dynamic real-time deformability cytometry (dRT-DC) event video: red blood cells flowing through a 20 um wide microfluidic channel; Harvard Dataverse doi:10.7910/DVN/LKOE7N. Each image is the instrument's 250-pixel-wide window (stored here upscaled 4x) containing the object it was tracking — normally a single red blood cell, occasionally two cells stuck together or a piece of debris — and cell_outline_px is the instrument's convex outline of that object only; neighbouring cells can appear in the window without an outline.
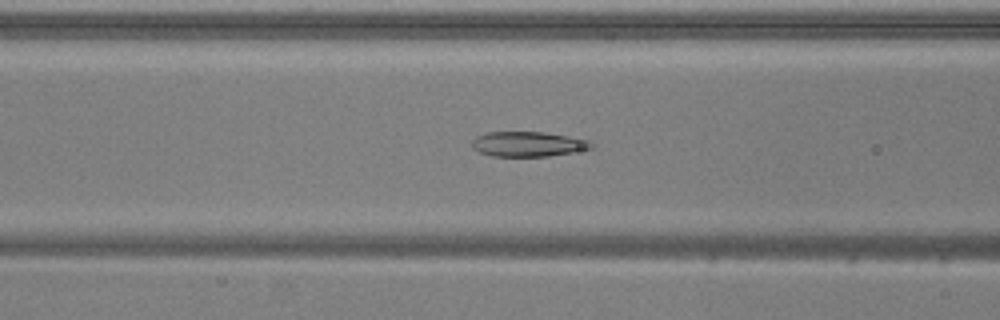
{"species": "common noctule bat (a hibernating species)", "species_latin": "Nyctalus noctula", "temperature_condition": "warm", "stored_images_in_passage": 50, "camera_frame_rate_fps": 3000, "um_per_image_px": 0.085, "animal": {"sex": "male", "body_mass_g": 20.5, "forearm_length_mm": 52.5}, "frame": {"image": 1, "passage_image": 18, "time_ms": 5.667, "image_size_px": [1000, 320], "cell_outline_px": [[596, 148], [548, 156], [492, 156], [480, 152], [472, 148], [472, 140], [476, 136], [488, 132], [544, 132], [568, 136], [588, 140], [596, 144]], "centroid_in_image_um": [44.92, 12.24], "position_along_channel_um": 121.7, "area_um2": 17.46}}
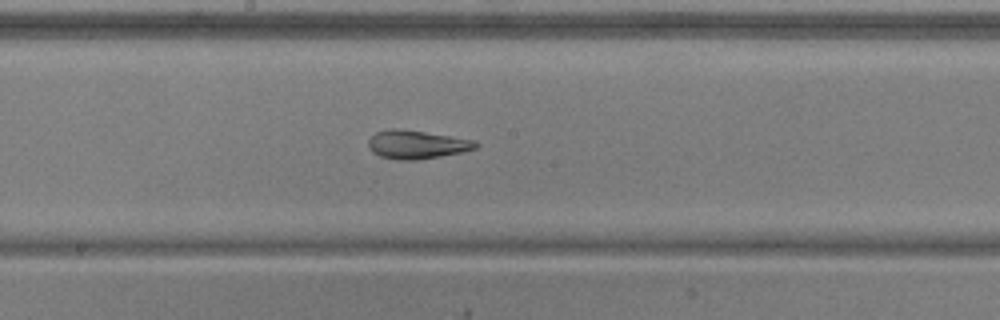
{"frame": {"image": 2, "passage_image": 25, "time_ms": 8.0, "image_size_px": [1000, 320], "cell_outline_px": [[480, 144], [476, 148], [460, 152], [440, 156], [416, 160], [396, 160], [380, 156], [372, 152], [368, 148], [368, 140], [376, 132], [392, 128], [400, 128], [476, 140]], "centroid_in_image_um": [35.4, 12.28], "position_along_channel_um": 212.8, "area_um2": 17.86}}
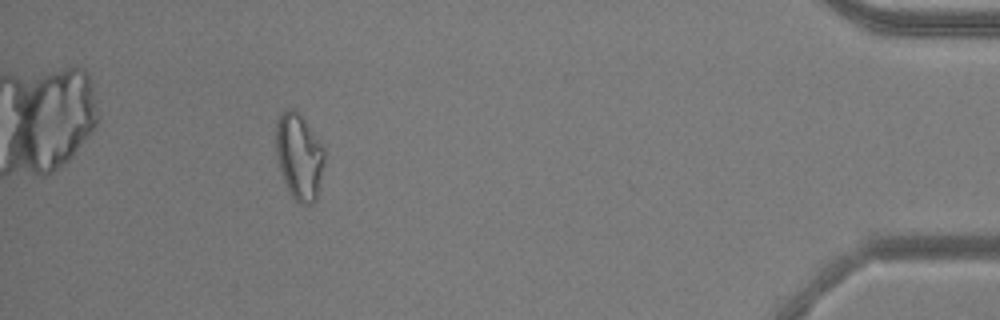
{"frame": {"image": 3, "passage_image": 45, "time_ms": 14.667, "image_size_px": [1000, 320], "cell_outline_px": [[324, 164], [316, 200], [312, 204], [300, 204], [292, 196], [284, 180], [280, 168], [276, 152], [276, 120], [280, 112], [284, 108], [292, 108], [304, 120], [324, 148]], "centroid_in_image_um": [25.42, 13.29], "position_along_channel_um": 409.8, "area_um2": 24.1}, "authors_computed_cell_mechanics": {"area_um2": 21.4727, "velocity_mm_per_s": 3.9006, "shape_relaxation_time_tau1_ms": 10.9826, "shape_relaxation_time_tau2_ms": 3.1474, "deformation_change_tau1": 0.3034, "deformation_change_tau2": 0.1011}}